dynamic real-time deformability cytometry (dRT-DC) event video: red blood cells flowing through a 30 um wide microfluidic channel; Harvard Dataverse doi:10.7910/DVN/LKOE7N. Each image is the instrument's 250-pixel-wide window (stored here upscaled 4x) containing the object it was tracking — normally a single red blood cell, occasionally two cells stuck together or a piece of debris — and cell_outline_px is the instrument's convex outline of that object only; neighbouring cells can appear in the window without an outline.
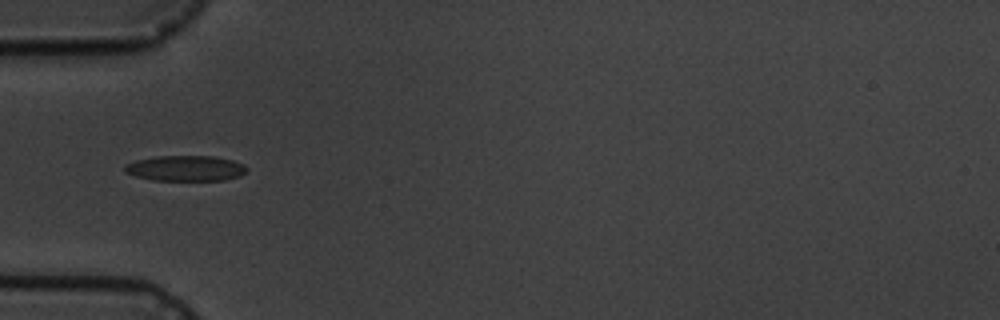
{"species": "common noctule bat (a hibernating species)", "species_latin": "Nyctalus noctula", "temperature_condition": "cold", "stored_images_in_passage": 6, "camera_frame_rate_fps": 3000, "um_per_image_px": 0.085, "animal": {"sex": "male", "body_mass_g": 19.5, "forearm_length_mm": 54.6}, "frame": {"image": 1, "passage_image": 4, "time_ms": 3.667, "image_size_px": [1000, 320], "cell_outline_px": [[248, 168], [240, 176], [224, 180], [152, 180], [136, 176], [124, 172], [124, 164], [136, 160], [160, 156], [212, 156], [232, 160], [244, 164]], "centroid_in_image_um": [15.76, 14.3], "position_along_channel_um": 69.2, "area_um2": 18.09}}
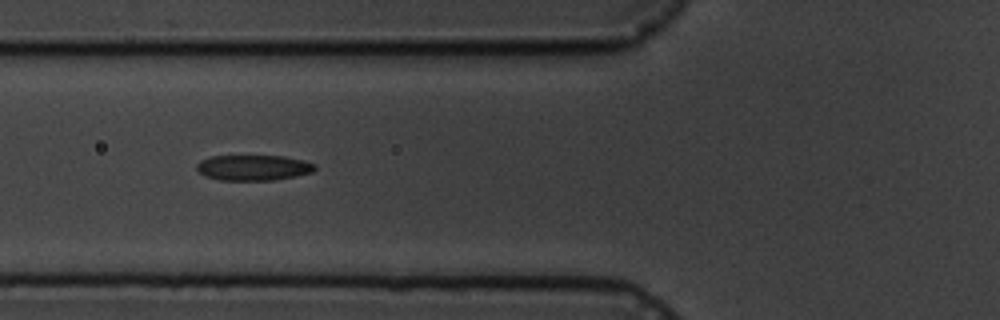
{"frame": {"image": 2, "passage_image": 5, "time_ms": 4.667, "image_size_px": [1000, 320], "cell_outline_px": [[316, 168], [312, 172], [296, 176], [272, 180], [220, 180], [204, 176], [196, 168], [196, 164], [200, 160], [212, 156], [284, 156], [304, 160], [316, 164]], "centroid_in_image_um": [21.54, 14.25], "position_along_channel_um": 104.3, "area_um2": 17.63}}
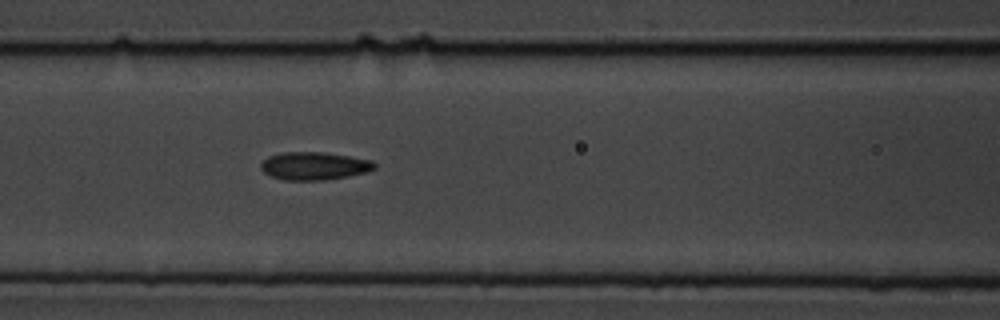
{"frame": {"image": 3, "passage_image": 6, "time_ms": 5.667, "image_size_px": [1000, 320], "cell_outline_px": [[376, 168], [368, 172], [348, 176], [324, 180], [284, 180], [272, 176], [264, 172], [260, 168], [260, 164], [268, 156], [284, 152], [324, 152], [372, 160], [376, 164]], "centroid_in_image_um": [26.72, 14.1], "position_along_channel_um": 139.9, "area_um2": 18.5}}